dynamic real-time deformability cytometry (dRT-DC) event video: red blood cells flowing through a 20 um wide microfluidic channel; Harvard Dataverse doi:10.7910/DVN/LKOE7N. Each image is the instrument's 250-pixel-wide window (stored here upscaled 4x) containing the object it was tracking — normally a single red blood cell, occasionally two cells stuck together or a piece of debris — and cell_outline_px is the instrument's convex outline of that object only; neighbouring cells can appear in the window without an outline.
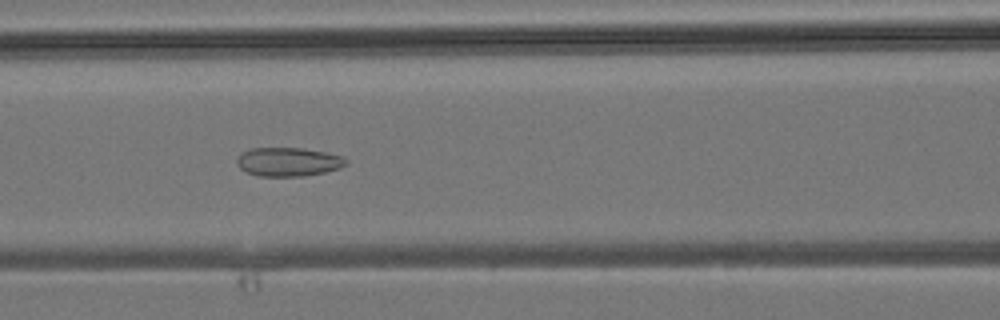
{"species": "common noctule bat (a hibernating species)", "species_latin": "Nyctalus noctula", "temperature_condition": "room temperature", "stored_images_in_passage": 43, "camera_frame_rate_fps": 3000, "um_per_image_px": 0.085, "animal": {"sex": "male", "body_mass_g": 19.2, "forearm_length_mm": 51.8}, "frame": {"image": 1, "passage_image": 18, "time_ms": 5.667, "image_size_px": [1000, 320], "cell_outline_px": [[348, 164], [340, 168], [324, 172], [304, 176], [256, 176], [244, 172], [236, 164], [236, 160], [240, 152], [248, 148], [300, 148], [324, 152], [344, 156], [348, 160]], "centroid_in_image_um": [24.47, 13.76], "position_along_channel_um": 142.1, "area_um2": 18.61}}
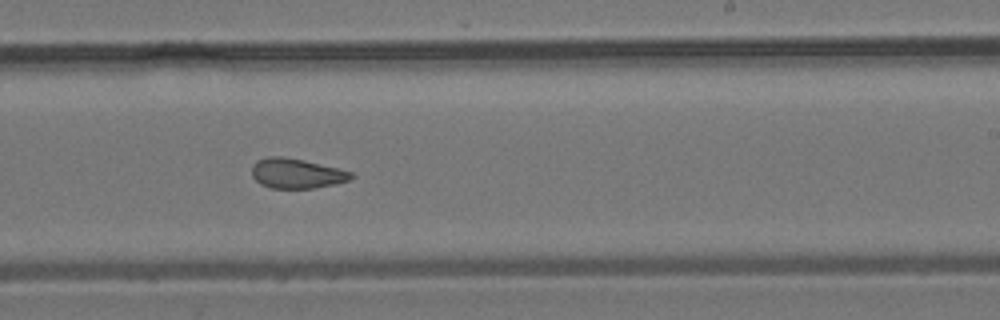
{"frame": {"image": 2, "passage_image": 26, "time_ms": 8.333, "image_size_px": [1000, 320], "cell_outline_px": [[356, 176], [348, 180], [336, 184], [312, 188], [272, 188], [260, 184], [252, 176], [252, 164], [256, 160], [268, 156], [280, 156], [304, 160], [352, 172]], "centroid_in_image_um": [25.18, 14.74], "position_along_channel_um": 263.8, "area_um2": 17.28}}
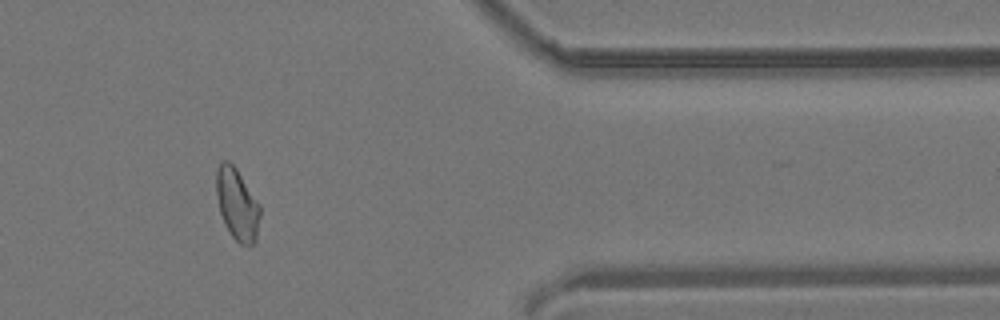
{"frame": {"image": 3, "passage_image": 36, "time_ms": 11.667, "image_size_px": [1000, 320], "cell_outline_px": [[260, 216], [256, 240], [252, 244], [240, 244], [232, 236], [224, 224], [220, 212], [216, 192], [216, 172], [220, 160], [228, 160], [236, 168], [260, 204]], "centroid_in_image_um": [20.15, 17.34], "position_along_channel_um": 391.3, "area_um2": 18.26}}